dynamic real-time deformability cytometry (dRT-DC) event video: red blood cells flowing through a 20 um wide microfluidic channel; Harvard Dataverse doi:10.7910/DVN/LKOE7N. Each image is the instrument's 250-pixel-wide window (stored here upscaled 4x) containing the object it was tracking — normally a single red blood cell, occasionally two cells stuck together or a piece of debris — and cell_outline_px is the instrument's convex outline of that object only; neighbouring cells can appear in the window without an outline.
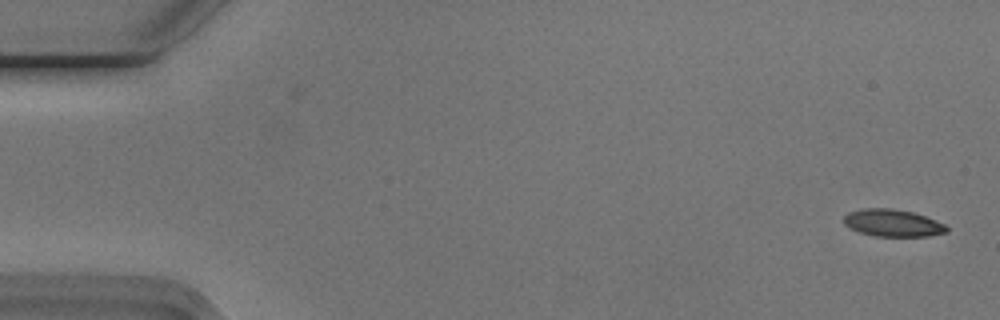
{"species": "Egyptian fruit bat (a non-hibernating species)", "species_latin": "Rousettus aegyptiacus", "temperature_condition": "cold", "stored_images_in_passage": 54, "camera_frame_rate_fps": 3000, "um_per_image_px": 0.085, "animal": {"sex": "male"}, "frame": {"image": 1, "passage_image": 1, "time_ms": 0.0, "image_size_px": [1000, 320], "cell_outline_px": [[948, 232], [928, 236], [876, 236], [860, 232], [848, 228], [844, 224], [844, 216], [848, 212], [864, 208], [892, 208], [912, 212], [924, 216], [944, 224], [948, 228]], "centroid_in_image_um": [75.85, 18.95], "position_along_channel_um": 9.1, "area_um2": 16.24}}
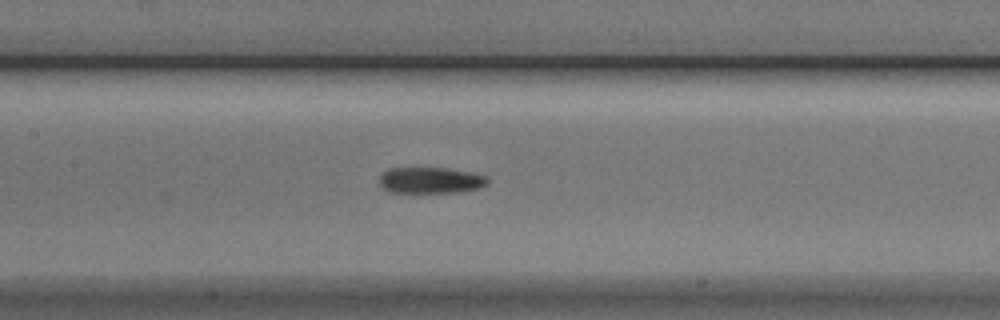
{"frame": {"image": 2, "passage_image": 25, "time_ms": 8.0, "image_size_px": [1000, 320], "cell_outline_px": [[488, 184], [480, 188], [464, 192], [388, 192], [380, 184], [380, 176], [388, 168], [412, 164], [448, 168], [472, 172], [484, 176], [488, 180]], "centroid_in_image_um": [36.56, 15.27], "position_along_channel_um": 170.8, "area_um2": 17.4}}
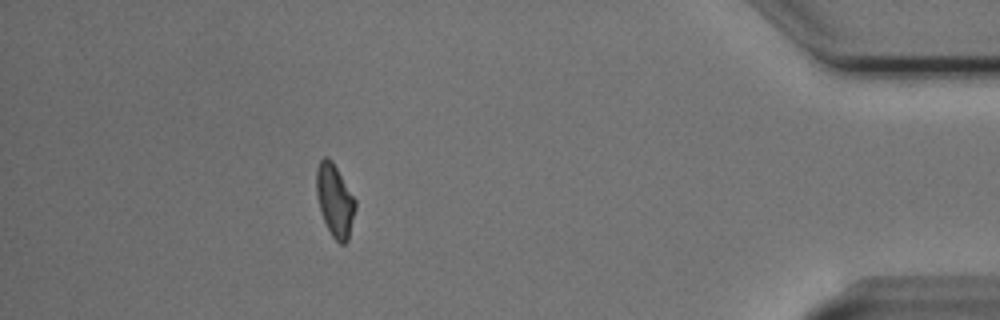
{"frame": {"image": 3, "passage_image": 48, "time_ms": 15.667, "image_size_px": [1000, 320], "cell_outline_px": [[356, 208], [348, 240], [344, 244], [340, 244], [332, 236], [324, 220], [320, 208], [316, 192], [316, 168], [320, 160], [324, 156], [328, 156], [332, 160], [356, 200]], "centroid_in_image_um": [28.46, 17.01], "position_along_channel_um": 406.7, "area_um2": 16.42}, "authors_computed_cell_mechanics": {"area_um2": 16.9643, "velocity_mm_per_s": 3.7592, "shape_relaxation_time_tau1_ms": 3.1736, "shape_relaxation_time_tau2_ms": null, "deformation_change_tau1": 0.1235, "deformation_change_tau2": null}}